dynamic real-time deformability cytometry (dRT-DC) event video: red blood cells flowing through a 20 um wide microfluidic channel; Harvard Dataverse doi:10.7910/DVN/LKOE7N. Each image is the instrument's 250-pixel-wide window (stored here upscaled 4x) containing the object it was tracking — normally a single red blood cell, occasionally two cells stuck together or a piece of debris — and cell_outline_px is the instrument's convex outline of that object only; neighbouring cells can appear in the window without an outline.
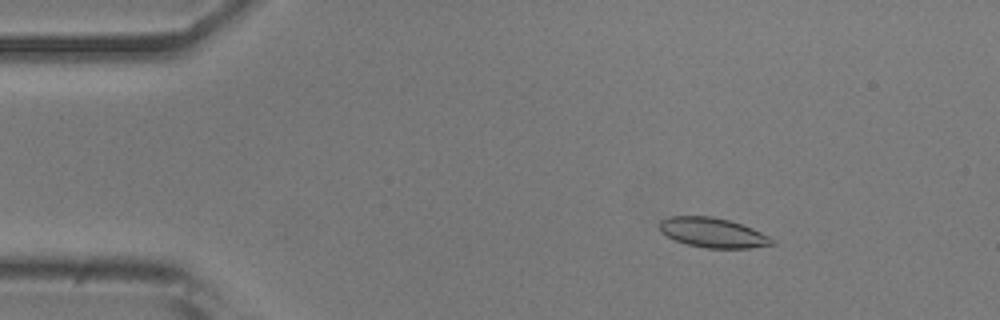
{"species": "common noctule bat (a hibernating species)", "species_latin": "Nyctalus noctula", "temperature_condition": "room temperature", "stored_images_in_passage": 9, "camera_frame_rate_fps": 3000, "um_per_image_px": 0.085, "animal": {"sex": "male", "body_mass_g": 20.5, "forearm_length_mm": 52.5}, "frame": {"image": 1, "passage_image": 7, "time_ms": 2.0, "image_size_px": [1000, 320], "cell_outline_px": [[776, 244], [748, 248], [708, 248], [688, 244], [676, 240], [660, 232], [660, 220], [668, 216], [712, 216], [728, 220], [752, 228], [776, 240]], "centroid_in_image_um": [60.6, 19.77], "position_along_channel_um": 24.4, "area_um2": 19.36}}